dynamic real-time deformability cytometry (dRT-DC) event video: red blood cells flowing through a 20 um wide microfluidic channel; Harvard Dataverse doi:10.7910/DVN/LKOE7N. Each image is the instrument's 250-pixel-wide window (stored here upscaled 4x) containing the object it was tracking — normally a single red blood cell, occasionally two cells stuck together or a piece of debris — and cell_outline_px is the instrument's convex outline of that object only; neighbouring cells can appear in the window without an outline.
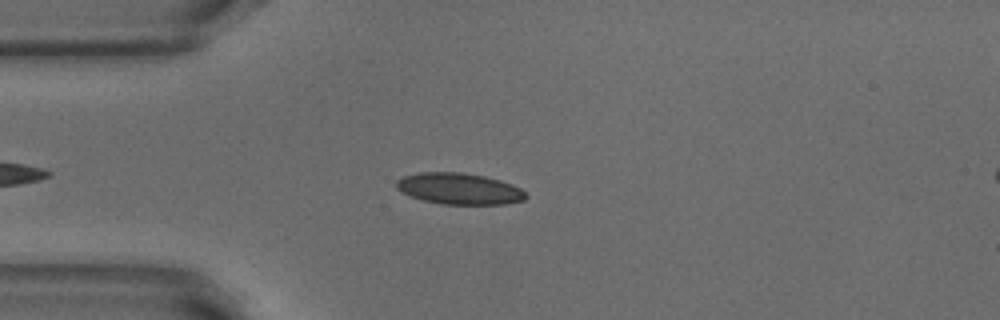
{"species": "common noctule bat (a hibernating species)", "species_latin": "Nyctalus noctula", "temperature_condition": "warm", "stored_images_in_passage": 45, "camera_frame_rate_fps": 3000, "um_per_image_px": 0.085, "animal": {"sex": "male", "body_mass_g": 18.8}, "frame": {"image": 1, "passage_image": 10, "time_ms": 3.0, "image_size_px": [1000, 320], "cell_outline_px": [[528, 196], [524, 200], [504, 204], [440, 204], [424, 200], [412, 196], [396, 188], [396, 180], [404, 176], [420, 172], [460, 172], [484, 176], [500, 180], [512, 184], [520, 188]], "centroid_in_image_um": [39.05, 16.04], "position_along_channel_um": 46.0, "area_um2": 23.47}}
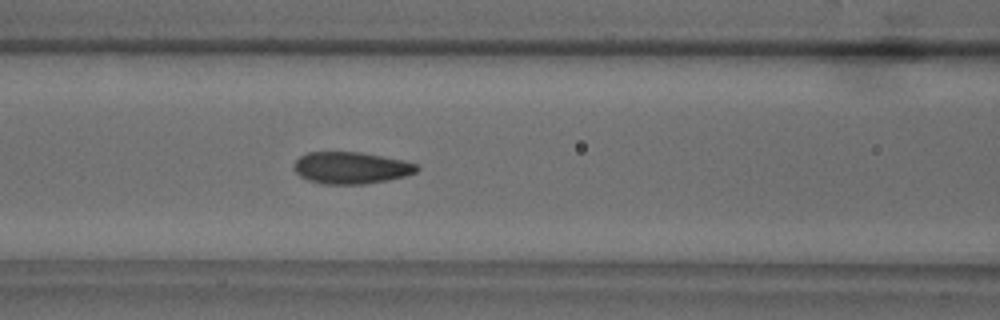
{"frame": {"image": 2, "passage_image": 18, "time_ms": 5.667, "image_size_px": [1000, 320], "cell_outline_px": [[420, 168], [416, 172], [404, 176], [388, 180], [364, 184], [324, 184], [308, 180], [300, 176], [292, 168], [296, 160], [300, 156], [308, 152], [360, 152], [404, 160], [416, 164]], "centroid_in_image_um": [29.83, 14.26], "position_along_channel_um": 136.8, "area_um2": 22.83}}
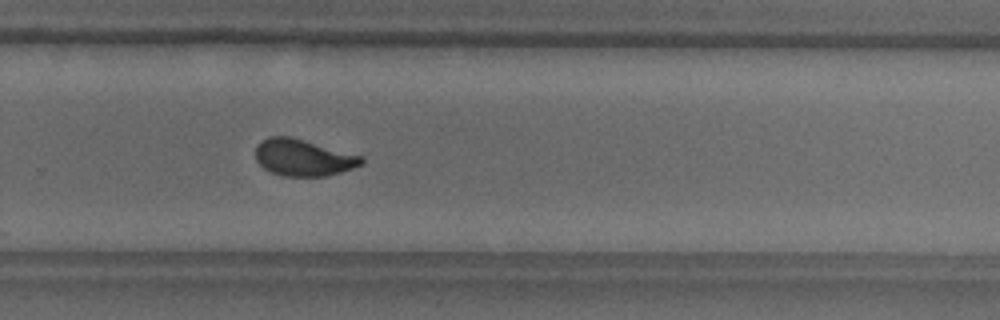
{"frame": {"image": 3, "passage_image": 31, "time_ms": 10.0, "image_size_px": [1000, 320], "cell_outline_px": [[364, 164], [328, 176], [284, 176], [272, 172], [264, 168], [256, 160], [256, 144], [260, 140], [268, 136], [288, 136], [364, 156]], "centroid_in_image_um": [25.78, 13.39], "position_along_channel_um": 304.0, "area_um2": 22.66}, "authors_computed_cell_mechanics": {"area_um2": 22.6576, "velocity_mm_per_s": 3.8719, "shape_relaxation_time_tau1_ms": 5.3181, "shape_relaxation_time_tau2_ms": 0.8753, "deformation_change_tau1": 0.1714, "deformation_change_tau2": 0.0705}}